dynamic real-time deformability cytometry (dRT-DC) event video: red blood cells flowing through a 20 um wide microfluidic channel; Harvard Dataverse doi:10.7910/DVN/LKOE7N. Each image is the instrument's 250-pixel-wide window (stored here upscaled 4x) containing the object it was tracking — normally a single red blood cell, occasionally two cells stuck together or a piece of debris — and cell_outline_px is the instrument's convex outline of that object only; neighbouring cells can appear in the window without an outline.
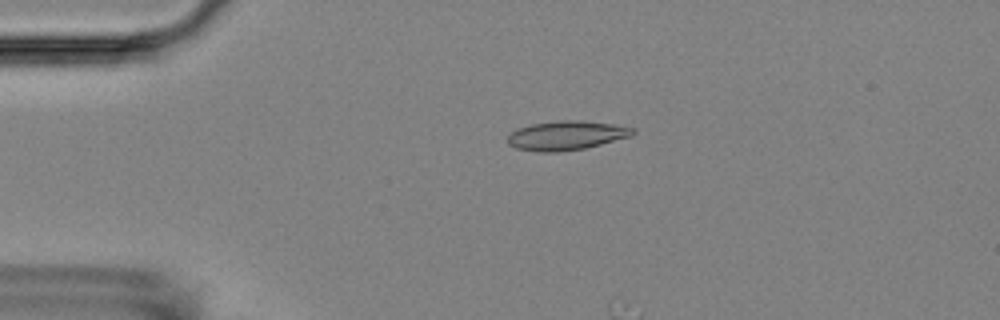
{"species": "Egyptian fruit bat (a non-hibernating species)", "species_latin": "Rousettus aegyptiacus", "temperature_condition": "room temperature", "stored_images_in_passage": 4, "camera_frame_rate_fps": 3000, "um_per_image_px": 0.085, "animal": {"sex": "female"}, "frame": {"image": 1, "passage_image": 2, "time_ms": 2.333, "image_size_px": [1000, 320], "cell_outline_px": [[636, 132], [632, 136], [584, 148], [560, 152], [536, 152], [516, 148], [508, 144], [508, 136], [512, 132], [520, 128], [532, 124], [560, 120], [580, 120], [616, 124], [636, 128]], "centroid_in_image_um": [48.18, 11.51], "position_along_channel_um": 36.8, "area_um2": 21.33}}